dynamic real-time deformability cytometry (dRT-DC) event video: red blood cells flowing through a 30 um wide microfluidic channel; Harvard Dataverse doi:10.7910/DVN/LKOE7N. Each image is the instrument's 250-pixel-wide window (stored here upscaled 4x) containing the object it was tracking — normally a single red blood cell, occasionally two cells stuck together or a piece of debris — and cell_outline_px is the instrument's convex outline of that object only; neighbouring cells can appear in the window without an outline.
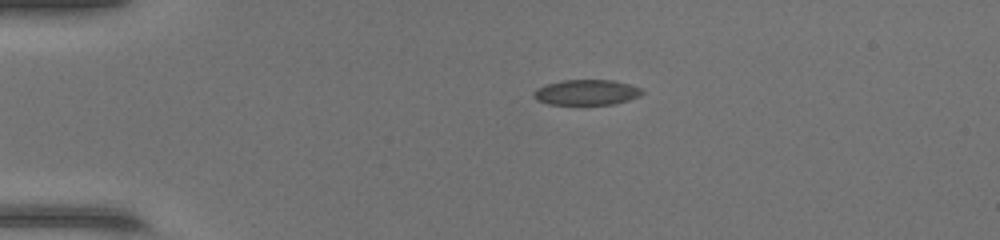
{"species": "common noctule bat (a hibernating species)", "species_latin": "Nyctalus noctula", "temperature_condition": "warm", "stored_images_in_passage": 38, "camera_frame_rate_fps": 3000, "um_per_image_px": 0.085, "animal": {"sex": "female", "body_mass_g": 17.0, "forearm_length_mm": 48.0}, "frame": {"image": 1, "passage_image": 1, "time_ms": 0.0, "image_size_px": [1000, 240], "cell_outline_px": [[644, 92], [640, 96], [628, 100], [612, 104], [548, 104], [536, 100], [532, 96], [532, 92], [536, 88], [544, 84], [564, 80], [612, 80], [628, 84], [640, 88]], "centroid_in_image_um": [49.8, 7.85], "position_along_channel_um": 35.2, "area_um2": 16.07}}
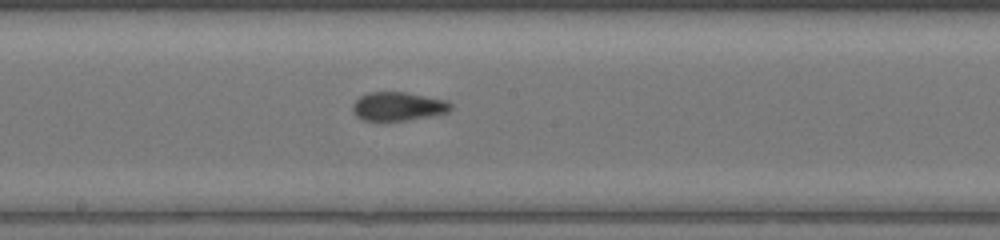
{"frame": {"image": 2, "passage_image": 17, "time_ms": 5.333, "image_size_px": [1000, 240], "cell_outline_px": [[452, 108], [448, 112], [428, 116], [404, 120], [364, 120], [356, 116], [352, 112], [352, 104], [360, 96], [368, 92], [408, 92], [444, 100], [452, 104]], "centroid_in_image_um": [33.8, 9.03], "position_along_channel_um": 214.4, "area_um2": 16.24}}
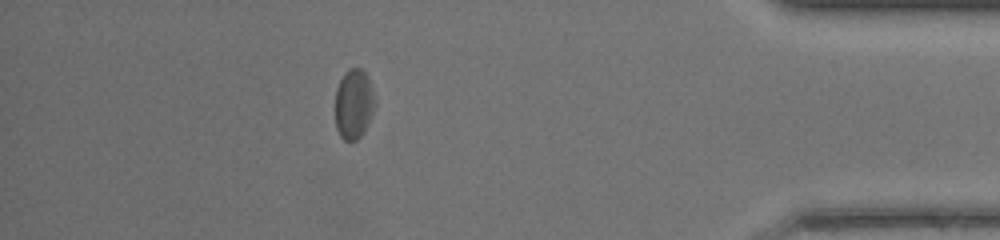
{"frame": {"image": 3, "passage_image": 33, "time_ms": 10.667, "image_size_px": [1000, 240], "cell_outline_px": [[376, 104], [364, 132], [356, 140], [344, 140], [340, 136], [336, 128], [336, 88], [344, 72], [348, 68], [360, 68], [364, 72], [368, 80]], "centroid_in_image_um": [30.05, 8.85], "position_along_channel_um": 405.1, "area_um2": 15.95}, "authors_computed_cell_mechanics": {"area_um2": 16.5019, "velocity_mm_per_s": 4.3592, "shape_relaxation_time_tau1_ms": null, "shape_relaxation_time_tau2_ms": 1.6955, "deformation_change_tau1": null, "deformation_change_tau2": 0.0788}}